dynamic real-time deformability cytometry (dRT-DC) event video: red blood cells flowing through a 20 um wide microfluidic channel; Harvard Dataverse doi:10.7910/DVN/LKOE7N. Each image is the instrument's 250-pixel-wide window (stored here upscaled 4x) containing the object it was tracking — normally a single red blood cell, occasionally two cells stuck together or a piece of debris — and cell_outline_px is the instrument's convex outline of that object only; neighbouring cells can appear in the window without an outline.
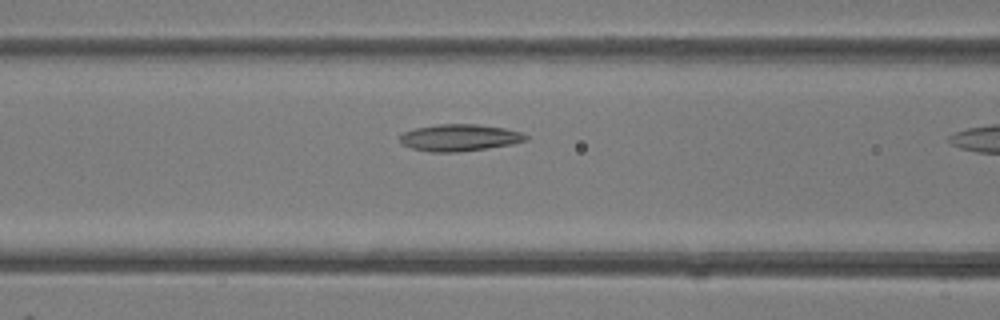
{"species": "common noctule bat (a hibernating species)", "species_latin": "Nyctalus noctula", "temperature_condition": "room temperature", "stored_images_in_passage": 5, "camera_frame_rate_fps": 3000, "um_per_image_px": 0.085, "animal": {"sex": "female"}, "frame": {"image": 1, "passage_image": 4, "time_ms": 1.0, "image_size_px": [1000, 320], "cell_outline_px": [[528, 140], [512, 144], [488, 148], [456, 152], [432, 152], [412, 148], [404, 144], [400, 140], [400, 136], [404, 132], [416, 128], [440, 124], [476, 124], [504, 128], [524, 132], [528, 136]], "centroid_in_image_um": [39.12, 11.7], "position_along_channel_um": 127.5, "area_um2": 19.59}}